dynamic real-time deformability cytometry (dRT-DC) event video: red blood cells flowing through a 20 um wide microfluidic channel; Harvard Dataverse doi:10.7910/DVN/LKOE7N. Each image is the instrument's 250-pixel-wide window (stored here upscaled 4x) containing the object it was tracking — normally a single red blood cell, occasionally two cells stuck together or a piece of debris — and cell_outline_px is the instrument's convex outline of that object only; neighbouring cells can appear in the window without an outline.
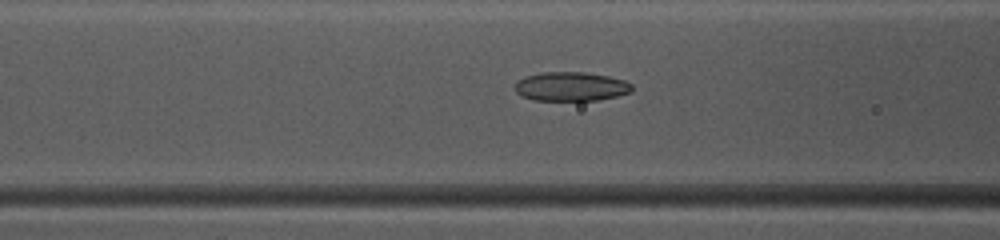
{"species": "common noctule bat (a hibernating species)", "species_latin": "Nyctalus noctula", "temperature_condition": "warm", "stored_images_in_passage": 49, "camera_frame_rate_fps": 3000, "um_per_image_px": 0.085, "animal": {"sex": "female", "body_mass_g": 10.0, "forearm_length_mm": 53.1}, "frame": {"image": 1, "passage_image": 20, "time_ms": 6.333, "image_size_px": [1000, 240], "cell_outline_px": [[632, 92], [616, 96], [596, 100], [532, 100], [520, 96], [516, 92], [516, 84], [524, 76], [544, 72], [584, 72], [608, 76], [624, 80], [632, 84]], "centroid_in_image_um": [48.53, 7.35], "position_along_channel_um": 118.1, "area_um2": 19.77}}
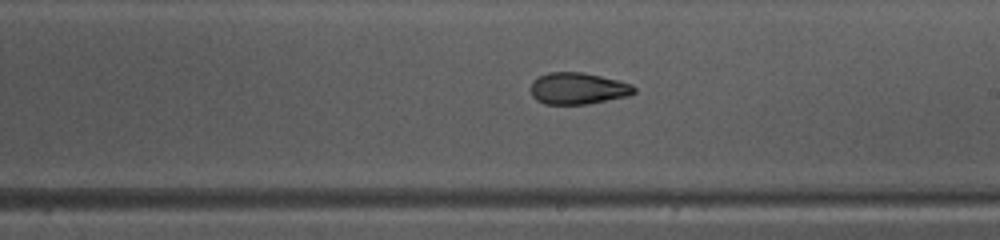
{"frame": {"image": 2, "passage_image": 29, "time_ms": 9.333, "image_size_px": [1000, 240], "cell_outline_px": [[636, 92], [628, 96], [588, 104], [544, 104], [536, 100], [532, 96], [532, 80], [548, 72], [584, 72], [632, 84], [636, 88]], "centroid_in_image_um": [49.13, 7.52], "position_along_channel_um": 239.9, "area_um2": 19.07}}
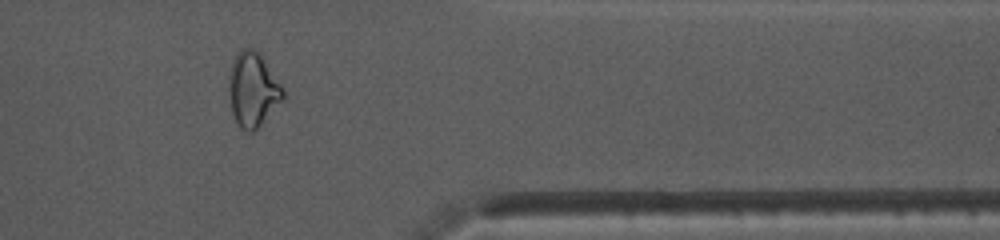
{"frame": {"image": 3, "passage_image": 41, "time_ms": 13.333, "image_size_px": [1000, 240], "cell_outline_px": [[284, 96], [260, 124], [252, 132], [248, 132], [240, 128], [232, 112], [228, 92], [228, 76], [232, 60], [244, 48], [252, 48], [260, 56], [284, 88]], "centroid_in_image_um": [21.44, 7.62], "position_along_channel_um": 390.0, "area_um2": 22.77}, "authors_computed_cell_mechanics": {"area_um2": 21.4438, "velocity_mm_per_s": 4.0466, "shape_relaxation_time_tau1_ms": 9.7469, "shape_relaxation_time_tau2_ms": 2.5017, "deformation_change_tau1": 0.2134, "deformation_change_tau2": 0.0865}}